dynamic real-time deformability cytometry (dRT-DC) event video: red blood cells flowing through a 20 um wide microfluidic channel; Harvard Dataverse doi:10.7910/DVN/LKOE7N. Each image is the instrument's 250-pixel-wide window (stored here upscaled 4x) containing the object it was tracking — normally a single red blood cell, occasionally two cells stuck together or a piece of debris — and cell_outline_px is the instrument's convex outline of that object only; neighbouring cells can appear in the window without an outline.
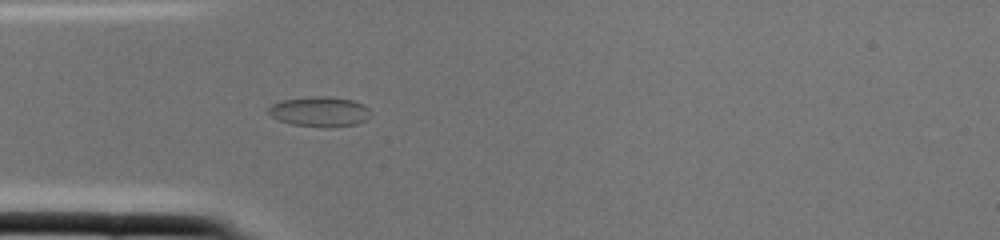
{"species": "common noctule bat (a hibernating species)", "species_latin": "Nyctalus noctula", "temperature_condition": "cold", "stored_images_in_passage": 2, "camera_frame_rate_fps": 3000, "um_per_image_px": 0.085, "animal": {"sex": "female", "body_mass_g": 22.0, "forearm_length_mm": 56.7}, "frame": {"image": 1, "passage_image": 2, "time_ms": 0.333, "image_size_px": [1000, 240], "cell_outline_px": [[368, 116], [364, 120], [356, 124], [292, 124], [268, 116], [268, 108], [272, 104], [280, 100], [308, 96], [328, 96], [352, 100], [364, 104], [368, 108]], "centroid_in_image_um": [27.09, 9.41], "position_along_channel_um": 57.9, "area_um2": 17.05}}